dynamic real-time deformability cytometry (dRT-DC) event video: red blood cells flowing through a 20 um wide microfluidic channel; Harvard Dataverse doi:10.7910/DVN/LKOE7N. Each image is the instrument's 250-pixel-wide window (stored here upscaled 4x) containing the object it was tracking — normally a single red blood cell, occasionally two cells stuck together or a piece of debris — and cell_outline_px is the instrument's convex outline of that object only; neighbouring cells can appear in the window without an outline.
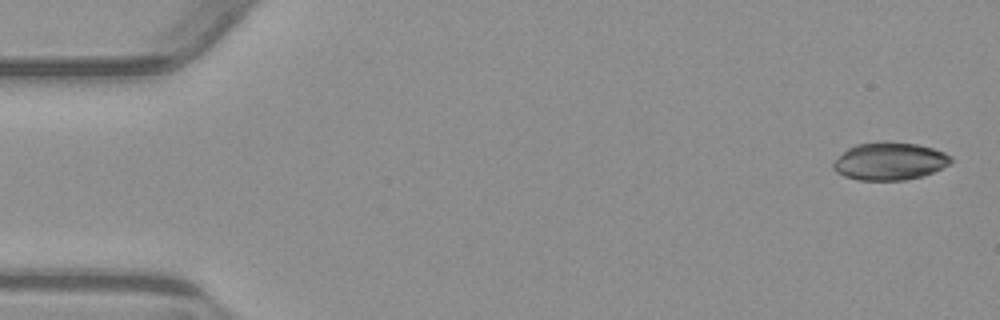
{"species": "common noctule bat (a hibernating species)", "species_latin": "Nyctalus noctula", "temperature_condition": "warm", "stored_images_in_passage": 6, "camera_frame_rate_fps": 3000, "um_per_image_px": 0.085, "animal": {"sex": "male", "body_mass_g": 23.1, "forearm_length_mm": 52.7}, "frame": {"image": 1, "passage_image": 1, "time_ms": 0.0, "image_size_px": [1000, 320], "cell_outline_px": [[952, 160], [948, 164], [924, 176], [904, 180], [860, 180], [844, 176], [836, 172], [832, 168], [832, 164], [848, 148], [856, 144], [884, 140], [888, 140], [920, 144], [944, 152], [952, 156]], "centroid_in_image_um": [75.62, 13.68], "position_along_channel_um": 9.4, "area_um2": 26.01}}
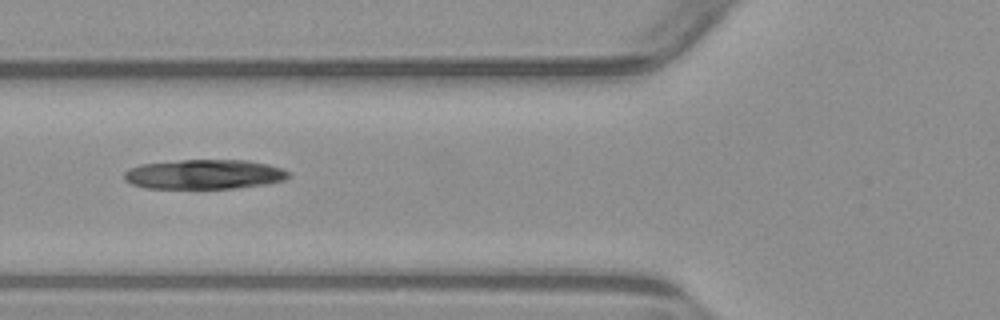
{"frame": {"image": 2, "passage_image": 6, "time_ms": 6.0, "image_size_px": [1000, 320], "cell_outline_px": [[292, 176], [284, 180], [268, 184], [236, 188], [144, 188], [132, 184], [124, 180], [124, 172], [128, 168], [140, 164], [180, 160], [248, 160], [268, 164], [280, 168], [288, 172]], "centroid_in_image_um": [17.35, 14.81], "position_along_channel_um": 108.4, "area_um2": 28.55}}